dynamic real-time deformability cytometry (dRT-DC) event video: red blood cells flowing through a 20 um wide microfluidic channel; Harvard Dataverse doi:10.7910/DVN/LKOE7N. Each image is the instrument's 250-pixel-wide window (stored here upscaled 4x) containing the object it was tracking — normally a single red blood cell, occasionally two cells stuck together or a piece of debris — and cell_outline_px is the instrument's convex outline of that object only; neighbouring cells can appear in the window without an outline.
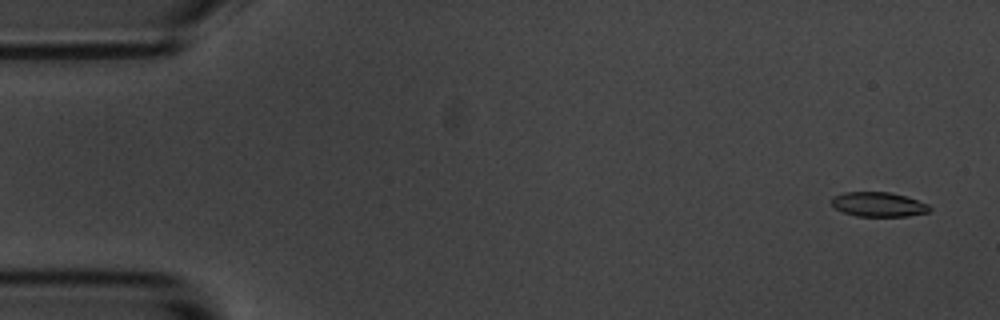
{"species": "common noctule bat (a hibernating species)", "species_latin": "Nyctalus noctula", "temperature_condition": "room temperature", "stored_images_in_passage": 5, "camera_frame_rate_fps": 3000, "um_per_image_px": 0.085, "animal": {"sex": "male", "body_mass_g": 20.1, "forearm_length_mm": 53.5}, "frame": {"image": 1, "passage_image": 1, "time_ms": 0.0, "image_size_px": [1000, 320], "cell_outline_px": [[932, 208], [928, 212], [908, 216], [856, 216], [844, 212], [836, 208], [832, 204], [832, 196], [844, 192], [888, 192], [904, 196], [928, 204]], "centroid_in_image_um": [74.66, 17.37], "position_along_channel_um": 10.3, "area_um2": 13.87}}
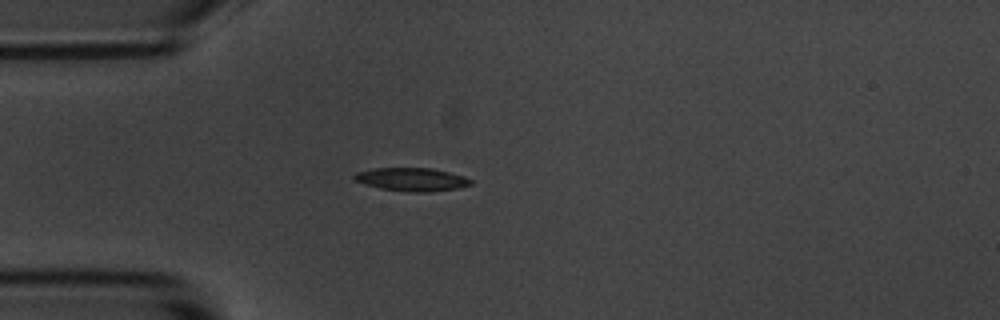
{"frame": {"image": 2, "passage_image": 5, "time_ms": 4.333, "image_size_px": [1000, 320], "cell_outline_px": [[472, 184], [460, 188], [424, 192], [416, 192], [380, 188], [364, 184], [352, 180], [352, 176], [356, 172], [376, 168], [432, 168], [464, 176], [472, 180]], "centroid_in_image_um": [34.98, 15.24], "position_along_channel_um": 50.0, "area_um2": 15.72}}